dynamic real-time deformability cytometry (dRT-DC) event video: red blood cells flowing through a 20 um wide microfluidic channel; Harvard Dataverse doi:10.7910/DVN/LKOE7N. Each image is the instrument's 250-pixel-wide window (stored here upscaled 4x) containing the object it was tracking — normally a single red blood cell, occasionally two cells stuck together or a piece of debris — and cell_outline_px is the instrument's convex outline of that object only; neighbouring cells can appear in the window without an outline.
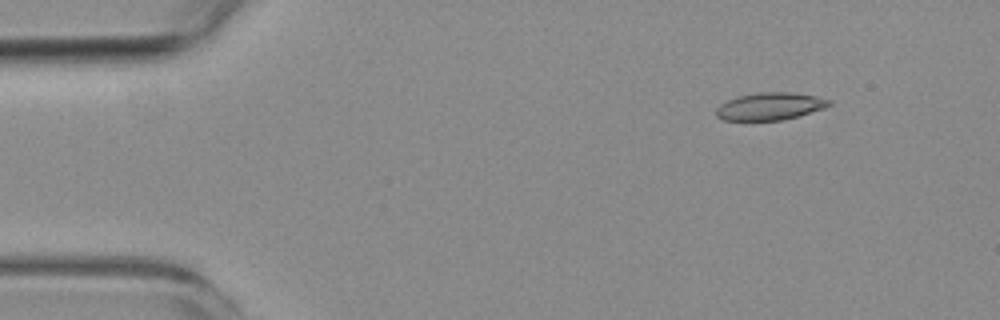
{"species": "common noctule bat (a hibernating species)", "species_latin": "Nyctalus noctula", "temperature_condition": "room temperature", "stored_images_in_passage": 9, "camera_frame_rate_fps": 3000, "um_per_image_px": 0.085, "animal": {"sex": "female", "body_mass_g": 19.3, "forearm_length_mm": 54.1}, "frame": {"image": 1, "passage_image": 1, "time_ms": 0.0, "image_size_px": [1000, 320], "cell_outline_px": [[832, 104], [824, 108], [800, 116], [780, 120], [724, 120], [716, 116], [716, 108], [720, 104], [736, 96], [756, 92], [792, 92], [816, 96], [832, 100]], "centroid_in_image_um": [65.46, 9.02], "position_along_channel_um": 19.5, "area_um2": 18.21}}
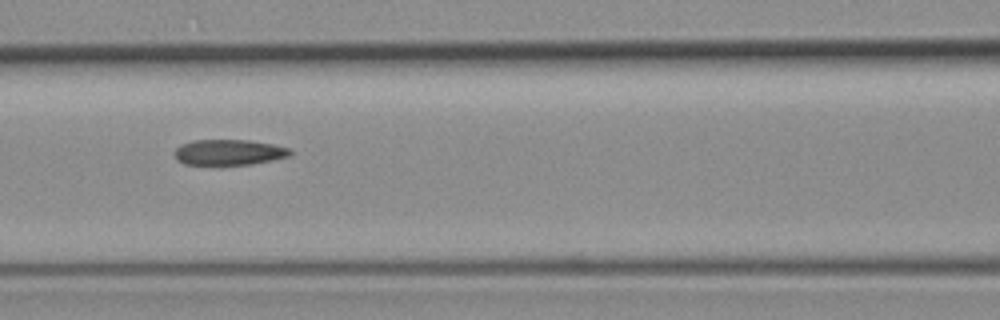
{"frame": {"image": 2, "passage_image": 6, "time_ms": 5.667, "image_size_px": [1000, 320], "cell_outline_px": [[292, 156], [252, 164], [220, 168], [184, 164], [176, 160], [176, 148], [180, 144], [192, 140], [248, 140], [272, 144], [292, 148]], "centroid_in_image_um": [19.45, 12.99], "position_along_channel_um": 147.2, "area_um2": 18.26}}
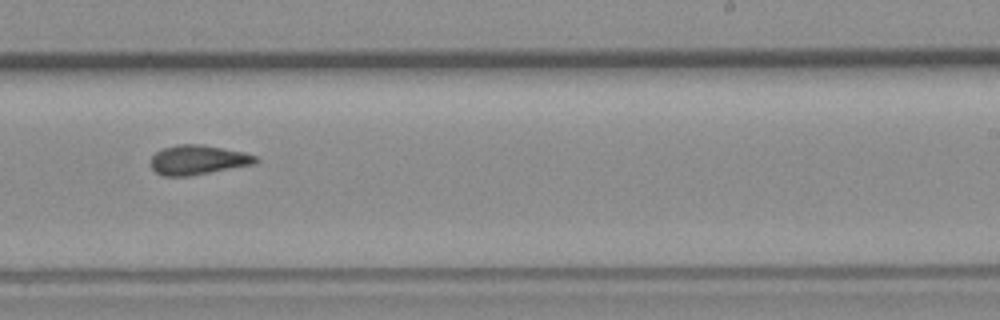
{"frame": {"image": 3, "passage_image": 9, "time_ms": 9.0, "image_size_px": [1000, 320], "cell_outline_px": [[260, 160], [256, 164], [188, 176], [164, 176], [156, 172], [152, 168], [152, 156], [156, 152], [164, 148], [176, 144], [200, 144], [244, 152], [256, 156]], "centroid_in_image_um": [16.85, 13.59], "position_along_channel_um": 272.1, "area_um2": 17.98}}